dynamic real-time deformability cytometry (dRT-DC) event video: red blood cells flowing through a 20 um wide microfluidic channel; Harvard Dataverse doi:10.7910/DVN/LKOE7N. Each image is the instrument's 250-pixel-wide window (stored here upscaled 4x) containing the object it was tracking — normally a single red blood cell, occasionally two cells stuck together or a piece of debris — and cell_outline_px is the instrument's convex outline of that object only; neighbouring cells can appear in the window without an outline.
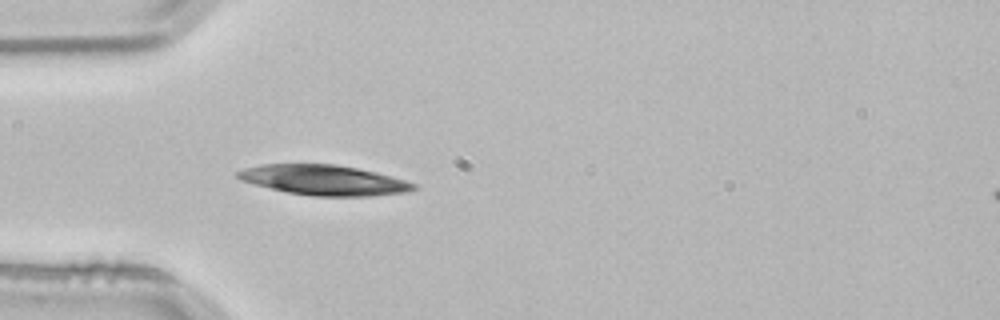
{"species": "common noctule bat (a hibernating species)", "species_latin": "Nyctalus noctula", "temperature_condition": "room temperature", "stored_images_in_passage": 3, "camera_frame_rate_fps": 3000, "um_per_image_px": 0.085, "animal": {"sex": "male", "body_mass_g": 21.5, "forearm_length_mm": 52.0}, "frame": {"image": 1, "passage_image": 3, "time_ms": 0.667, "image_size_px": [1000, 320], "cell_outline_px": [[416, 188], [404, 192], [372, 196], [316, 196], [288, 192], [240, 180], [236, 176], [236, 172], [244, 168], [260, 164], [336, 164], [376, 172], [392, 176], [416, 184]], "centroid_in_image_um": [27.52, 15.3], "position_along_channel_um": 57.5, "area_um2": 30.58}}